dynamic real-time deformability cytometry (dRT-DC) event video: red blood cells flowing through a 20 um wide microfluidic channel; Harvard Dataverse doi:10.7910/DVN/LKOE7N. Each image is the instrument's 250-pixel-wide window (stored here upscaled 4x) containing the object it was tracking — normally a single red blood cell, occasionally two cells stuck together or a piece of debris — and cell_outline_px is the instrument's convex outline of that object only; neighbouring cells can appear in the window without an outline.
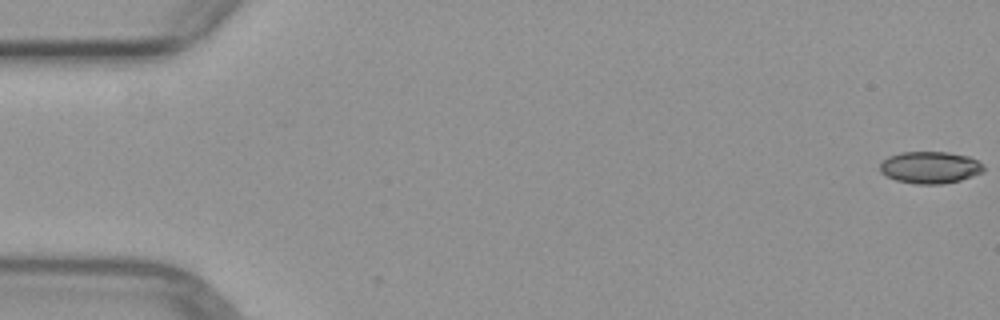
{"species": "common noctule bat (a hibernating species)", "species_latin": "Nyctalus noctula", "temperature_condition": "warm", "stored_images_in_passage": 5, "camera_frame_rate_fps": 3000, "um_per_image_px": 0.085, "animal": {"sex": "female", "body_mass_g": 29.2, "forearm_length_mm": 56.3}, "frame": {"image": 1, "passage_image": 1, "time_ms": 0.0, "image_size_px": [1000, 320], "cell_outline_px": [[984, 172], [960, 180], [944, 184], [916, 184], [896, 180], [880, 172], [880, 164], [888, 156], [900, 152], [948, 152], [968, 156], [984, 164]], "centroid_in_image_um": [79.07, 14.23], "position_along_channel_um": 5.9, "area_um2": 19.36}}
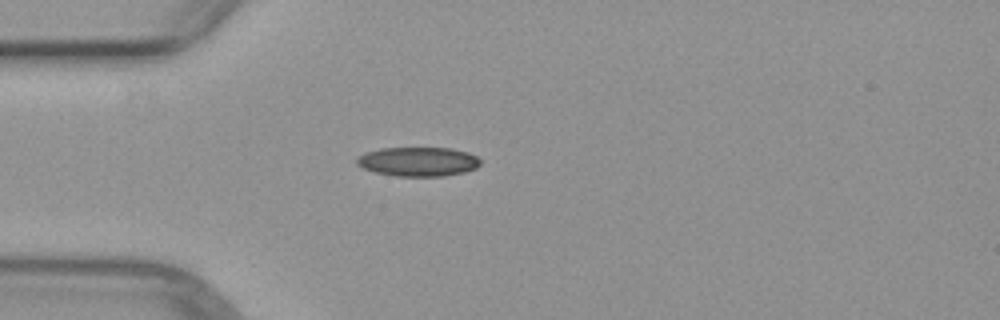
{"frame": {"image": 2, "passage_image": 5, "time_ms": 4.667, "image_size_px": [1000, 320], "cell_outline_px": [[480, 164], [476, 168], [464, 172], [444, 176], [396, 176], [376, 172], [364, 168], [356, 164], [356, 160], [360, 156], [368, 152], [380, 148], [452, 148], [468, 152], [476, 156], [480, 160]], "centroid_in_image_um": [35.57, 13.74], "position_along_channel_um": 49.4, "area_um2": 20.92}}